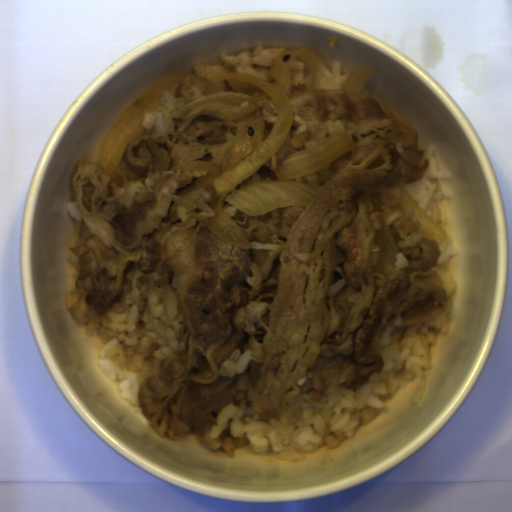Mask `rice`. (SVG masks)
<instances>
[{"label": "rice", "instance_id": "652b925c", "mask_svg": "<svg viewBox=\"0 0 512 512\" xmlns=\"http://www.w3.org/2000/svg\"><path fill=\"white\" fill-rule=\"evenodd\" d=\"M423 159L428 160V166L421 179L393 186L382 184L356 195L369 213L376 236L383 224L387 225L393 232L399 251L394 272L388 276L377 275L379 289L406 272L419 243L429 240L423 238L422 224L417 215L410 211L405 213L399 206L398 200L405 189L421 210L443 229L445 238L441 245L437 244L440 256L434 267L447 296L441 314L420 324H403L402 316H397L372 347L383 360L379 373L370 375L357 391L345 390L341 384L325 404H310L314 375L331 362L340 366L345 364V355L341 353L330 357L320 354L313 367L285 391L279 420L267 413L255 412L252 406L254 385L248 370L233 383L230 404L216 415L218 424L200 437L205 447L213 451L221 449L218 438L224 431H230L233 438L242 439L246 435L250 448L261 456L273 454L279 461L298 462L304 460L306 454H314L322 447L325 450L335 449L345 439L355 436L357 430L376 421L384 414L387 399L406 389L412 379L413 405L420 404L425 377L432 367L431 350L447 332L452 296L456 290L453 276L442 271V266L456 257V246L449 235L453 206L452 174L435 147L425 150ZM373 192L381 194L383 211L372 210L370 198Z\"/></svg>", "mask_w": 512, "mask_h": 512}, {"label": "rice", "instance_id": "023b6e5f", "mask_svg": "<svg viewBox=\"0 0 512 512\" xmlns=\"http://www.w3.org/2000/svg\"><path fill=\"white\" fill-rule=\"evenodd\" d=\"M71 317L85 324L87 336L101 335L104 346L98 363L117 382L124 400L141 407L140 389L151 374L161 373L168 356L179 354L185 317L178 277L166 261L152 271L128 267L114 301L98 313L85 289L66 292Z\"/></svg>", "mask_w": 512, "mask_h": 512}, {"label": "rice", "instance_id": "8eca5e8b", "mask_svg": "<svg viewBox=\"0 0 512 512\" xmlns=\"http://www.w3.org/2000/svg\"><path fill=\"white\" fill-rule=\"evenodd\" d=\"M289 51L287 47H265L258 45L252 50L222 53L217 62H201L191 73L180 77V84L173 90L161 94L158 108L146 113L142 122L143 133H176L173 114L191 102L204 98L207 94L191 78L213 73H246L257 76L269 83L275 82L271 65L277 55Z\"/></svg>", "mask_w": 512, "mask_h": 512}, {"label": "rice", "instance_id": "acb35da6", "mask_svg": "<svg viewBox=\"0 0 512 512\" xmlns=\"http://www.w3.org/2000/svg\"><path fill=\"white\" fill-rule=\"evenodd\" d=\"M318 62L317 82L315 89L329 91H344L342 86L351 75L342 69V63L335 61L326 64L321 60Z\"/></svg>", "mask_w": 512, "mask_h": 512}, {"label": "rice", "instance_id": "b023fe2a", "mask_svg": "<svg viewBox=\"0 0 512 512\" xmlns=\"http://www.w3.org/2000/svg\"><path fill=\"white\" fill-rule=\"evenodd\" d=\"M251 359L250 349H235L220 365V376L232 378L237 374H243L248 368Z\"/></svg>", "mask_w": 512, "mask_h": 512}, {"label": "rice", "instance_id": "e3fd555f", "mask_svg": "<svg viewBox=\"0 0 512 512\" xmlns=\"http://www.w3.org/2000/svg\"><path fill=\"white\" fill-rule=\"evenodd\" d=\"M255 106L259 107L262 111L264 121L263 135L266 139L273 128L279 109L275 101L268 97L261 99Z\"/></svg>", "mask_w": 512, "mask_h": 512}, {"label": "rice", "instance_id": "a3056103", "mask_svg": "<svg viewBox=\"0 0 512 512\" xmlns=\"http://www.w3.org/2000/svg\"><path fill=\"white\" fill-rule=\"evenodd\" d=\"M290 87H306V81L309 75V68L307 65L298 57L290 62Z\"/></svg>", "mask_w": 512, "mask_h": 512}, {"label": "rice", "instance_id": "f2f60c81", "mask_svg": "<svg viewBox=\"0 0 512 512\" xmlns=\"http://www.w3.org/2000/svg\"><path fill=\"white\" fill-rule=\"evenodd\" d=\"M67 211L70 216H72L78 223L82 225L85 212L79 205L77 199L69 202L67 205Z\"/></svg>", "mask_w": 512, "mask_h": 512}, {"label": "rice", "instance_id": "0b520998", "mask_svg": "<svg viewBox=\"0 0 512 512\" xmlns=\"http://www.w3.org/2000/svg\"><path fill=\"white\" fill-rule=\"evenodd\" d=\"M191 417H181L179 420V428L181 434H188L194 428L190 425Z\"/></svg>", "mask_w": 512, "mask_h": 512}]
</instances>
